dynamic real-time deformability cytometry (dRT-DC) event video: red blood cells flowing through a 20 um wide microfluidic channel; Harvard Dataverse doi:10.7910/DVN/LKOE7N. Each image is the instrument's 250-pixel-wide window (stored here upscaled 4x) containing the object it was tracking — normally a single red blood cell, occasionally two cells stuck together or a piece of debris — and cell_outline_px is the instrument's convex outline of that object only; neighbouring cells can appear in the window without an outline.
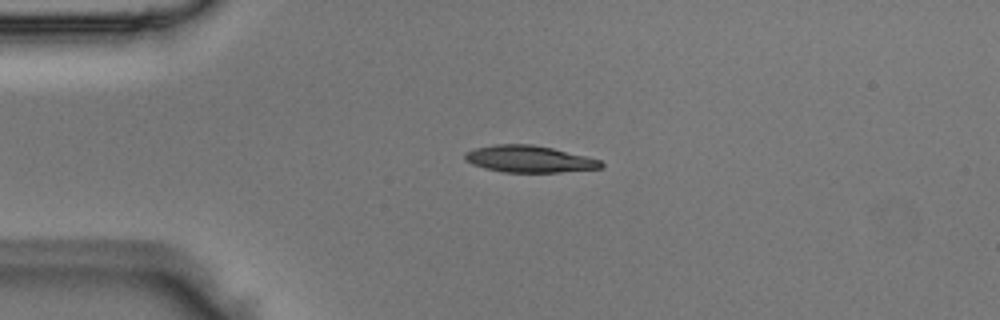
{"species": "Egyptian fruit bat (a non-hibernating species)", "species_latin": "Rousettus aegyptiacus", "temperature_condition": "room temperature", "stored_images_in_passage": 44, "camera_frame_rate_fps": 3000, "um_per_image_px": 0.085, "animal": {"sex": "male"}, "frame": {"image": 1, "passage_image": 6, "time_ms": 1.667, "image_size_px": [1000, 320], "cell_outline_px": [[604, 168], [560, 172], [504, 172], [484, 168], [472, 164], [464, 160], [464, 152], [476, 148], [496, 144], [532, 144], [552, 148], [588, 156], [600, 160], [604, 164]], "centroid_in_image_um": [44.99, 13.52], "position_along_channel_um": 40.0, "area_um2": 21.39}}
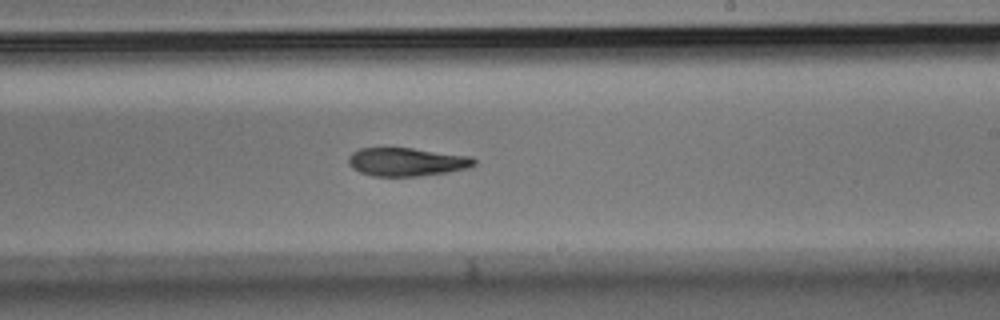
{"frame": {"image": 2, "passage_image": 24, "time_ms": 7.667, "image_size_px": [1000, 320], "cell_outline_px": [[476, 164], [468, 168], [448, 172], [420, 176], [372, 176], [360, 172], [352, 168], [348, 164], [348, 156], [352, 152], [360, 148], [412, 148], [472, 156], [476, 160]], "centroid_in_image_um": [34.57, 13.76], "position_along_channel_um": 254.4, "area_um2": 20.92}}
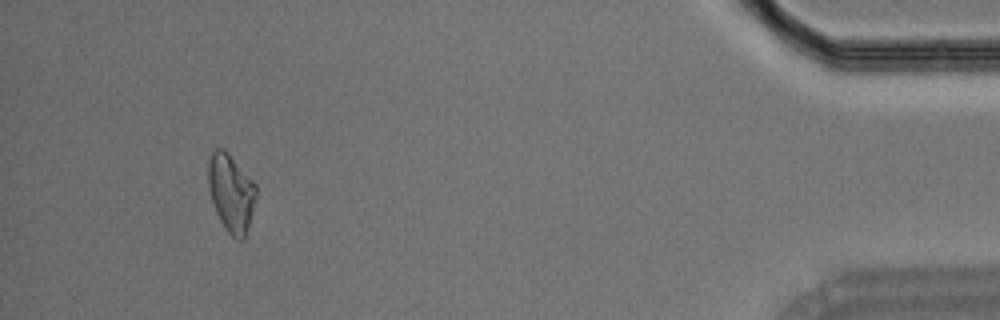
{"frame": {"image": 3, "passage_image": 41, "time_ms": 13.333, "image_size_px": [1000, 320], "cell_outline_px": [[256, 196], [244, 240], [236, 240], [224, 228], [216, 212], [208, 188], [208, 164], [212, 152], [216, 148], [224, 148], [228, 152], [256, 184]], "centroid_in_image_um": [19.63, 16.38], "position_along_channel_um": 415.6, "area_um2": 21.56}}